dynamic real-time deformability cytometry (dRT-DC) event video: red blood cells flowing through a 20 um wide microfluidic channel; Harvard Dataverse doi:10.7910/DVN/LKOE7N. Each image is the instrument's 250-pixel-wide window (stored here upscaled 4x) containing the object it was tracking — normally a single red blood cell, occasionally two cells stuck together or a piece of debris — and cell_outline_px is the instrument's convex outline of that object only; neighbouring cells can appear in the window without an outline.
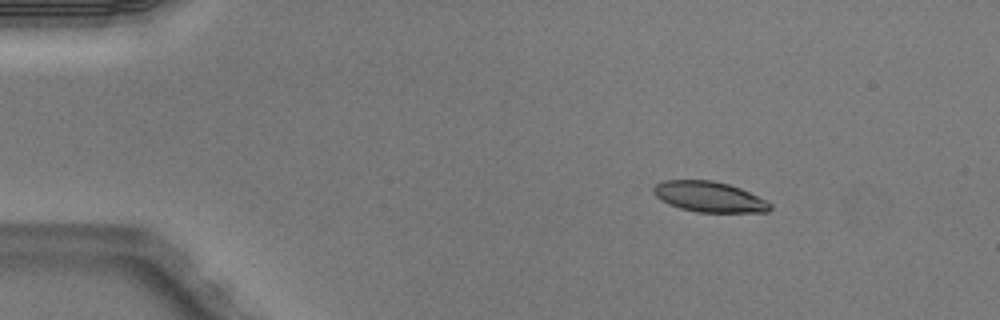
{"species": "Egyptian fruit bat (a non-hibernating species)", "species_latin": "Rousettus aegyptiacus", "temperature_condition": "warm", "stored_images_in_passage": 3, "camera_frame_rate_fps": 3000, "um_per_image_px": 0.085, "animal": {"sex": "male"}, "frame": {"image": 1, "passage_image": 1, "time_ms": 0.0, "image_size_px": [1000, 320], "cell_outline_px": [[772, 208], [768, 212], [696, 212], [680, 208], [668, 204], [660, 200], [652, 192], [652, 188], [656, 184], [664, 180], [712, 180], [728, 184], [740, 188], [772, 204]], "centroid_in_image_um": [60.24, 16.73], "position_along_channel_um": 24.8, "area_um2": 20.69}}
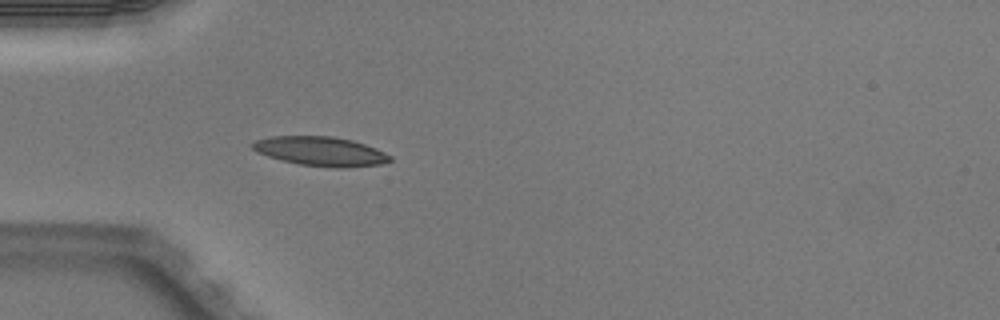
{"frame": {"image": 2, "passage_image": 3, "time_ms": 0.667, "image_size_px": [1000, 320], "cell_outline_px": [[392, 160], [380, 164], [344, 168], [332, 168], [300, 164], [280, 160], [256, 152], [252, 148], [252, 144], [256, 140], [272, 136], [332, 136], [352, 140], [376, 148], [392, 156]], "centroid_in_image_um": [27.26, 12.86], "position_along_channel_um": 57.7, "area_um2": 23.47}}